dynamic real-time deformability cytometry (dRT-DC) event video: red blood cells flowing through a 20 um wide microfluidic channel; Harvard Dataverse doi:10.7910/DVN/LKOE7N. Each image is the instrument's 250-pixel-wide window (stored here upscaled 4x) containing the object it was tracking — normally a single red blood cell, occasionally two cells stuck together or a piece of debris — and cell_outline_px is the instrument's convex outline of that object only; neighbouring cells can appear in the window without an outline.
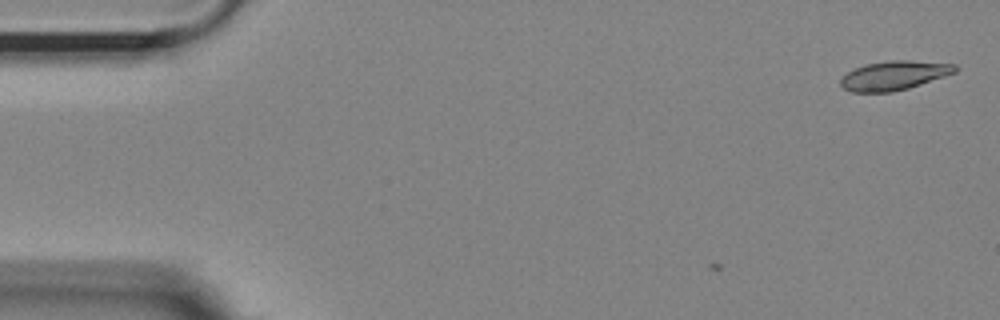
{"species": "Egyptian fruit bat (a non-hibernating species)", "species_latin": "Rousettus aegyptiacus", "temperature_condition": "room temperature", "stored_images_in_passage": 2, "camera_frame_rate_fps": 3000, "um_per_image_px": 0.085, "animal": {"sex": "female"}, "frame": {"image": 1, "passage_image": 2, "time_ms": 0.333, "image_size_px": [1000, 320], "cell_outline_px": [[956, 72], [908, 88], [892, 92], [852, 92], [844, 88], [840, 84], [840, 80], [848, 72], [864, 64], [892, 60], [908, 60], [956, 64]], "centroid_in_image_um": [75.98, 6.41], "position_along_channel_um": 9.0, "area_um2": 19.19}}